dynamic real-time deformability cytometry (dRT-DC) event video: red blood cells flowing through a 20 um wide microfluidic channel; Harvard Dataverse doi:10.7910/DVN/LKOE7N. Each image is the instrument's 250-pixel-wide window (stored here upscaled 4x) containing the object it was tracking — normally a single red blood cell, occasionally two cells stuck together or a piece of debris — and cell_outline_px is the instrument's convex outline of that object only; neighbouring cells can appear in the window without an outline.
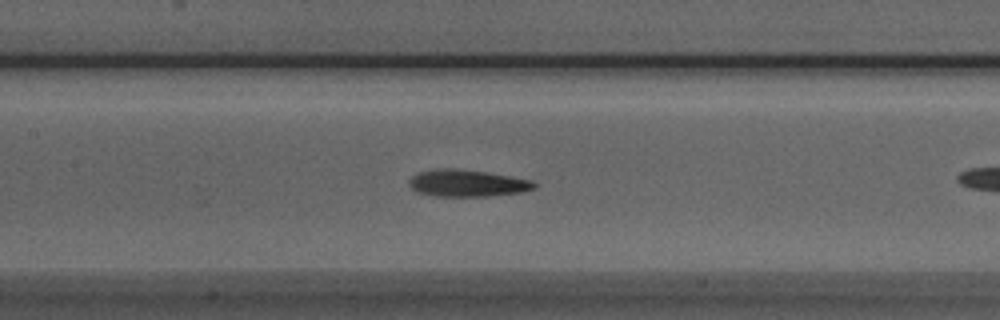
{"species": "Egyptian fruit bat (a non-hibernating species)", "species_latin": "Rousettus aegyptiacus", "temperature_condition": "room temperature", "stored_images_in_passage": 10, "camera_frame_rate_fps": 3000, "um_per_image_px": 0.085, "animal": {"sex": "male"}, "frame": {"image": 1, "passage_image": 9, "time_ms": 2.667, "image_size_px": [1000, 320], "cell_outline_px": [[540, 184], [536, 188], [520, 192], [488, 196], [432, 196], [416, 192], [408, 184], [408, 180], [416, 172], [436, 168], [456, 168], [512, 176], [536, 180]], "centroid_in_image_um": [39.73, 15.56], "position_along_channel_um": 167.7, "area_um2": 20.06}}